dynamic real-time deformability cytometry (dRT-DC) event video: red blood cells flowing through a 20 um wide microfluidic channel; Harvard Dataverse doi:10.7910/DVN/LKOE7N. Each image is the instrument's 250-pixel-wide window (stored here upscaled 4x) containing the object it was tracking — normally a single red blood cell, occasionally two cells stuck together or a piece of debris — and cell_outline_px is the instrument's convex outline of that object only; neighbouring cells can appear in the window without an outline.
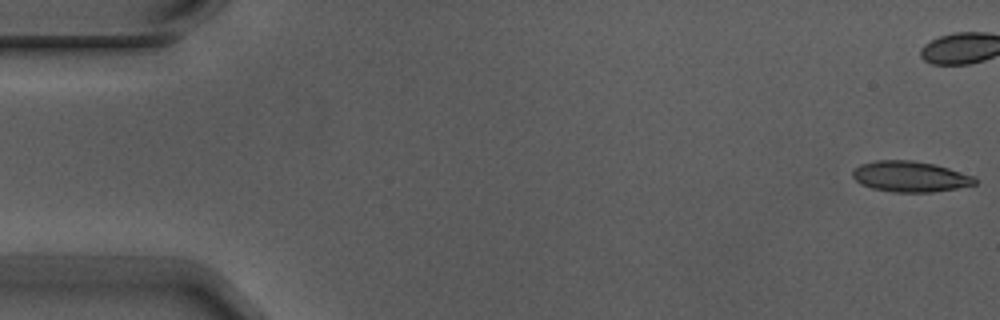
{"species": "Egyptian fruit bat (a non-hibernating species)", "species_latin": "Rousettus aegyptiacus", "temperature_condition": "warm", "stored_images_in_passage": 7, "camera_frame_rate_fps": 3000, "um_per_image_px": 0.085, "animal": {"sex": "male"}, "frame": {"image": 1, "passage_image": 1, "time_ms": 0.0, "image_size_px": [1000, 320], "cell_outline_px": [[976, 184], [956, 188], [932, 192], [892, 192], [872, 188], [860, 184], [852, 176], [852, 172], [860, 164], [876, 160], [912, 160], [936, 164], [976, 176]], "centroid_in_image_um": [77.38, 15.0], "position_along_channel_um": 7.6, "area_um2": 22.02}}